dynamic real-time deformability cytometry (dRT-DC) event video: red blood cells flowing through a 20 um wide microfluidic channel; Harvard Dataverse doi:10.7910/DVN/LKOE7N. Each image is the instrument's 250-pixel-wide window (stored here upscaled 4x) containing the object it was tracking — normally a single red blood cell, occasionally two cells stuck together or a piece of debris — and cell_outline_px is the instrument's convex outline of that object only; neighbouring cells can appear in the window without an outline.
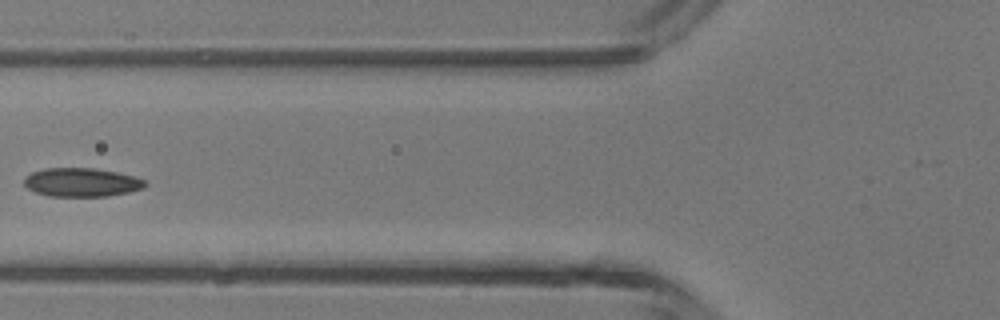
{"species": "common noctule bat (a hibernating species)", "species_latin": "Nyctalus noctula", "temperature_condition": "room temperature", "stored_images_in_passage": 6, "camera_frame_rate_fps": 3000, "um_per_image_px": 0.085, "animal": {"sex": "male", "body_mass_g": 13.3}, "frame": {"image": 1, "passage_image": 6, "time_ms": 1.667, "image_size_px": [1000, 320], "cell_outline_px": [[148, 184], [144, 188], [128, 192], [108, 196], [48, 196], [36, 192], [28, 188], [24, 184], [24, 176], [32, 172], [44, 168], [92, 168], [116, 172], [132, 176], [144, 180]], "centroid_in_image_um": [6.91, 15.5], "position_along_channel_um": 118.9, "area_um2": 20.17}}